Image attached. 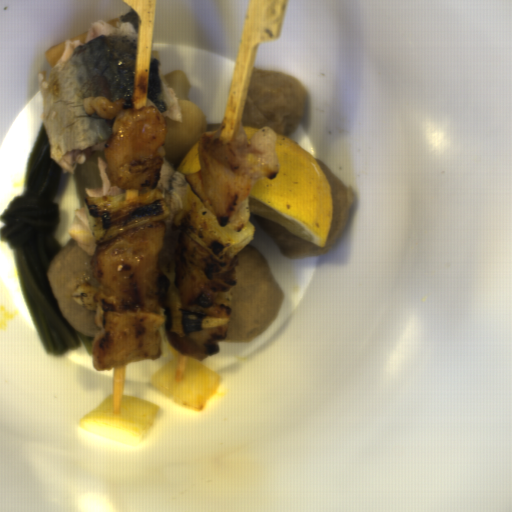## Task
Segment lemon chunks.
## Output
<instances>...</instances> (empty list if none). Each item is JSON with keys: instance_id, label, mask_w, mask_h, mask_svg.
<instances>
[{"instance_id": "lemon-chunks-1", "label": "lemon chunks", "mask_w": 512, "mask_h": 512, "mask_svg": "<svg viewBox=\"0 0 512 512\" xmlns=\"http://www.w3.org/2000/svg\"><path fill=\"white\" fill-rule=\"evenodd\" d=\"M275 137L278 175L256 182L247 197L246 211L323 248L333 216L328 179L307 149L286 135L275 132Z\"/></svg>"}, {"instance_id": "lemon-chunks-2", "label": "lemon chunks", "mask_w": 512, "mask_h": 512, "mask_svg": "<svg viewBox=\"0 0 512 512\" xmlns=\"http://www.w3.org/2000/svg\"><path fill=\"white\" fill-rule=\"evenodd\" d=\"M176 171L184 178L190 173L200 171L201 164L199 161V141L193 148L184 156V158L175 166Z\"/></svg>"}, {"instance_id": "lemon-chunks-3", "label": "lemon chunks", "mask_w": 512, "mask_h": 512, "mask_svg": "<svg viewBox=\"0 0 512 512\" xmlns=\"http://www.w3.org/2000/svg\"><path fill=\"white\" fill-rule=\"evenodd\" d=\"M241 129H243L246 132L248 146L251 145V142H252L254 136L261 130V129L253 128V127L248 126V125L244 126V127H241Z\"/></svg>"}, {"instance_id": "lemon-chunks-4", "label": "lemon chunks", "mask_w": 512, "mask_h": 512, "mask_svg": "<svg viewBox=\"0 0 512 512\" xmlns=\"http://www.w3.org/2000/svg\"><path fill=\"white\" fill-rule=\"evenodd\" d=\"M217 132L218 130H210V131H205L204 135H211V136H214L216 138L217 136Z\"/></svg>"}]
</instances>
